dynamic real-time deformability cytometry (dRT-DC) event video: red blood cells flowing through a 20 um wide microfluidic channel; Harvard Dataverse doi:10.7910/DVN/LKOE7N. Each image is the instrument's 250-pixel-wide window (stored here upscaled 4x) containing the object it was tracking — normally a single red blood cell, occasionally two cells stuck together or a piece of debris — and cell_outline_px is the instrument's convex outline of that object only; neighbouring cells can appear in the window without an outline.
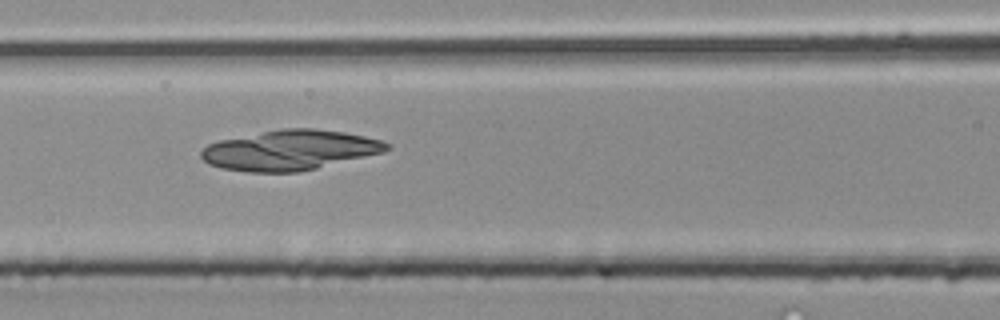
{"species": "common noctule bat (a hibernating species)", "species_latin": "Nyctalus noctula", "temperature_condition": "room temperature", "stored_images_in_passage": 5, "camera_frame_rate_fps": 3000, "um_per_image_px": 0.085, "animal": {"sex": "male", "body_mass_g": 20.4}, "frame": {"image": 1, "passage_image": 5, "time_ms": 1.333, "image_size_px": [1000, 320], "cell_outline_px": [[392, 148], [384, 152], [316, 168], [296, 172], [252, 172], [220, 168], [208, 164], [200, 156], [200, 152], [208, 144], [220, 140], [280, 128], [316, 128], [344, 132], [364, 136], [380, 140], [392, 144]], "centroid_in_image_um": [24.65, 12.75], "position_along_channel_um": 141.9, "area_um2": 43.29}}